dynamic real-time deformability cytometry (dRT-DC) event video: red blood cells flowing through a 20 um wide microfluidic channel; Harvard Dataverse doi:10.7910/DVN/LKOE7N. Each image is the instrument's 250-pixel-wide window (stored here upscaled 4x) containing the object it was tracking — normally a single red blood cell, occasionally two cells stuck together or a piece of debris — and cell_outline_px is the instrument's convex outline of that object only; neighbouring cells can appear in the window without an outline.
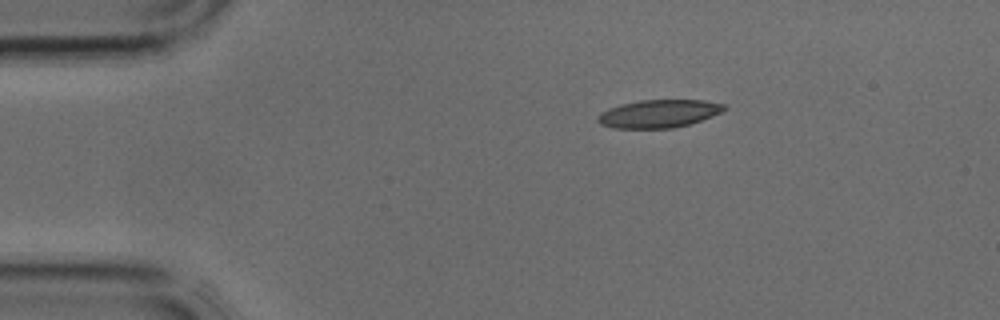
{"species": "common noctule bat (a hibernating species)", "species_latin": "Nyctalus noctula", "temperature_condition": "cold", "stored_images_in_passage": 2, "camera_frame_rate_fps": 3000, "um_per_image_px": 0.085, "animal": {"sex": "male", "body_mass_g": 17.9, "forearm_length_mm": 54.2}, "frame": {"image": 1, "passage_image": 1, "time_ms": 0.0, "image_size_px": [1000, 320], "cell_outline_px": [[728, 108], [712, 116], [688, 124], [672, 128], [612, 128], [600, 124], [596, 120], [600, 112], [608, 108], [620, 104], [640, 100], [704, 100], [724, 104]], "centroid_in_image_um": [55.96, 9.65], "position_along_channel_um": 29.0, "area_um2": 20.58}}